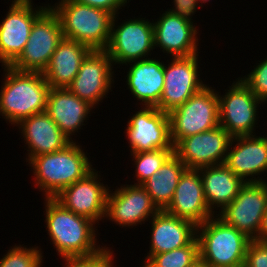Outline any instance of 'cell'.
Returning a JSON list of instances; mask_svg holds the SVG:
<instances>
[{"instance_id": "obj_1", "label": "cell", "mask_w": 267, "mask_h": 267, "mask_svg": "<svg viewBox=\"0 0 267 267\" xmlns=\"http://www.w3.org/2000/svg\"><path fill=\"white\" fill-rule=\"evenodd\" d=\"M43 199L45 224L57 255L61 258L87 257L104 248L96 243L95 222L65 209L54 198Z\"/></svg>"}, {"instance_id": "obj_2", "label": "cell", "mask_w": 267, "mask_h": 267, "mask_svg": "<svg viewBox=\"0 0 267 267\" xmlns=\"http://www.w3.org/2000/svg\"><path fill=\"white\" fill-rule=\"evenodd\" d=\"M5 67V68H4ZM0 115L17 125L21 120L46 111L50 85L41 72L19 71L3 66Z\"/></svg>"}, {"instance_id": "obj_3", "label": "cell", "mask_w": 267, "mask_h": 267, "mask_svg": "<svg viewBox=\"0 0 267 267\" xmlns=\"http://www.w3.org/2000/svg\"><path fill=\"white\" fill-rule=\"evenodd\" d=\"M81 147L73 141L63 150L41 154L29 161L34 181L44 198H54L94 169Z\"/></svg>"}, {"instance_id": "obj_4", "label": "cell", "mask_w": 267, "mask_h": 267, "mask_svg": "<svg viewBox=\"0 0 267 267\" xmlns=\"http://www.w3.org/2000/svg\"><path fill=\"white\" fill-rule=\"evenodd\" d=\"M50 7L59 17L63 38L83 43L92 50L107 48L114 17L112 13L75 0H60Z\"/></svg>"}, {"instance_id": "obj_5", "label": "cell", "mask_w": 267, "mask_h": 267, "mask_svg": "<svg viewBox=\"0 0 267 267\" xmlns=\"http://www.w3.org/2000/svg\"><path fill=\"white\" fill-rule=\"evenodd\" d=\"M197 239L199 260L209 267L244 266L247 247L252 240L217 215L197 226Z\"/></svg>"}, {"instance_id": "obj_6", "label": "cell", "mask_w": 267, "mask_h": 267, "mask_svg": "<svg viewBox=\"0 0 267 267\" xmlns=\"http://www.w3.org/2000/svg\"><path fill=\"white\" fill-rule=\"evenodd\" d=\"M168 115L174 147L183 138L215 129L219 126L218 91L206 85Z\"/></svg>"}, {"instance_id": "obj_7", "label": "cell", "mask_w": 267, "mask_h": 267, "mask_svg": "<svg viewBox=\"0 0 267 267\" xmlns=\"http://www.w3.org/2000/svg\"><path fill=\"white\" fill-rule=\"evenodd\" d=\"M62 39L59 17L49 6L35 20L23 52L10 66L19 71L43 73Z\"/></svg>"}, {"instance_id": "obj_8", "label": "cell", "mask_w": 267, "mask_h": 267, "mask_svg": "<svg viewBox=\"0 0 267 267\" xmlns=\"http://www.w3.org/2000/svg\"><path fill=\"white\" fill-rule=\"evenodd\" d=\"M114 15L111 26L110 40L105 51L110 56L113 66L124 65L132 61L148 59L155 49L153 21L145 18L126 19L116 26ZM115 27V28H114ZM146 57V58H145Z\"/></svg>"}, {"instance_id": "obj_9", "label": "cell", "mask_w": 267, "mask_h": 267, "mask_svg": "<svg viewBox=\"0 0 267 267\" xmlns=\"http://www.w3.org/2000/svg\"><path fill=\"white\" fill-rule=\"evenodd\" d=\"M229 86L225 95L219 98V125L223 127L231 137L255 135L257 125V110L259 104L264 103L259 100L250 88L237 78Z\"/></svg>"}, {"instance_id": "obj_10", "label": "cell", "mask_w": 267, "mask_h": 267, "mask_svg": "<svg viewBox=\"0 0 267 267\" xmlns=\"http://www.w3.org/2000/svg\"><path fill=\"white\" fill-rule=\"evenodd\" d=\"M267 209V181L246 182L238 195L217 216L256 240Z\"/></svg>"}, {"instance_id": "obj_11", "label": "cell", "mask_w": 267, "mask_h": 267, "mask_svg": "<svg viewBox=\"0 0 267 267\" xmlns=\"http://www.w3.org/2000/svg\"><path fill=\"white\" fill-rule=\"evenodd\" d=\"M32 0H12L0 23V63L10 66L23 52L35 20L50 6L33 7ZM37 8V9H36Z\"/></svg>"}, {"instance_id": "obj_12", "label": "cell", "mask_w": 267, "mask_h": 267, "mask_svg": "<svg viewBox=\"0 0 267 267\" xmlns=\"http://www.w3.org/2000/svg\"><path fill=\"white\" fill-rule=\"evenodd\" d=\"M198 56L172 57L168 65L164 64V89L158 110L169 113L207 85L199 77Z\"/></svg>"}, {"instance_id": "obj_13", "label": "cell", "mask_w": 267, "mask_h": 267, "mask_svg": "<svg viewBox=\"0 0 267 267\" xmlns=\"http://www.w3.org/2000/svg\"><path fill=\"white\" fill-rule=\"evenodd\" d=\"M127 123L125 133L131 153L174 149L167 112L156 107H143Z\"/></svg>"}, {"instance_id": "obj_14", "label": "cell", "mask_w": 267, "mask_h": 267, "mask_svg": "<svg viewBox=\"0 0 267 267\" xmlns=\"http://www.w3.org/2000/svg\"><path fill=\"white\" fill-rule=\"evenodd\" d=\"M113 67L112 60L105 50H92L83 60L67 89L93 107L97 106L113 87Z\"/></svg>"}, {"instance_id": "obj_15", "label": "cell", "mask_w": 267, "mask_h": 267, "mask_svg": "<svg viewBox=\"0 0 267 267\" xmlns=\"http://www.w3.org/2000/svg\"><path fill=\"white\" fill-rule=\"evenodd\" d=\"M159 209L141 184L122 185L115 191L109 189L105 218L122 227L142 225Z\"/></svg>"}, {"instance_id": "obj_16", "label": "cell", "mask_w": 267, "mask_h": 267, "mask_svg": "<svg viewBox=\"0 0 267 267\" xmlns=\"http://www.w3.org/2000/svg\"><path fill=\"white\" fill-rule=\"evenodd\" d=\"M232 137L220 125L215 129L183 138L175 147L174 154L187 169L223 164Z\"/></svg>"}, {"instance_id": "obj_17", "label": "cell", "mask_w": 267, "mask_h": 267, "mask_svg": "<svg viewBox=\"0 0 267 267\" xmlns=\"http://www.w3.org/2000/svg\"><path fill=\"white\" fill-rule=\"evenodd\" d=\"M98 171L93 169L84 178L64 188L54 199L65 209L99 223L105 219L108 185L100 181Z\"/></svg>"}, {"instance_id": "obj_18", "label": "cell", "mask_w": 267, "mask_h": 267, "mask_svg": "<svg viewBox=\"0 0 267 267\" xmlns=\"http://www.w3.org/2000/svg\"><path fill=\"white\" fill-rule=\"evenodd\" d=\"M264 135L232 137L230 142L224 164L246 182L267 181L258 176L267 173V134Z\"/></svg>"}, {"instance_id": "obj_19", "label": "cell", "mask_w": 267, "mask_h": 267, "mask_svg": "<svg viewBox=\"0 0 267 267\" xmlns=\"http://www.w3.org/2000/svg\"><path fill=\"white\" fill-rule=\"evenodd\" d=\"M153 29L155 48L159 47L163 53L171 57H188L199 53V31L193 22L165 11L157 22L153 20Z\"/></svg>"}, {"instance_id": "obj_20", "label": "cell", "mask_w": 267, "mask_h": 267, "mask_svg": "<svg viewBox=\"0 0 267 267\" xmlns=\"http://www.w3.org/2000/svg\"><path fill=\"white\" fill-rule=\"evenodd\" d=\"M169 214L193 222L196 226L215 214L207 206L199 170L186 169L181 175L171 203L165 209Z\"/></svg>"}, {"instance_id": "obj_21", "label": "cell", "mask_w": 267, "mask_h": 267, "mask_svg": "<svg viewBox=\"0 0 267 267\" xmlns=\"http://www.w3.org/2000/svg\"><path fill=\"white\" fill-rule=\"evenodd\" d=\"M28 146L29 162L33 157L63 150L73 141L69 139L50 118L46 111L21 120L17 125Z\"/></svg>"}, {"instance_id": "obj_22", "label": "cell", "mask_w": 267, "mask_h": 267, "mask_svg": "<svg viewBox=\"0 0 267 267\" xmlns=\"http://www.w3.org/2000/svg\"><path fill=\"white\" fill-rule=\"evenodd\" d=\"M150 250L145 257L185 247L197 237V226L188 220L159 210L151 219Z\"/></svg>"}, {"instance_id": "obj_23", "label": "cell", "mask_w": 267, "mask_h": 267, "mask_svg": "<svg viewBox=\"0 0 267 267\" xmlns=\"http://www.w3.org/2000/svg\"><path fill=\"white\" fill-rule=\"evenodd\" d=\"M92 105L81 100L67 88H50L47 97L46 112L59 129L72 140L91 114Z\"/></svg>"}, {"instance_id": "obj_24", "label": "cell", "mask_w": 267, "mask_h": 267, "mask_svg": "<svg viewBox=\"0 0 267 267\" xmlns=\"http://www.w3.org/2000/svg\"><path fill=\"white\" fill-rule=\"evenodd\" d=\"M160 59L132 61L127 72V88L144 107H156L164 89V62Z\"/></svg>"}, {"instance_id": "obj_25", "label": "cell", "mask_w": 267, "mask_h": 267, "mask_svg": "<svg viewBox=\"0 0 267 267\" xmlns=\"http://www.w3.org/2000/svg\"><path fill=\"white\" fill-rule=\"evenodd\" d=\"M92 49L83 43L63 38L43 71L50 88H67Z\"/></svg>"}, {"instance_id": "obj_26", "label": "cell", "mask_w": 267, "mask_h": 267, "mask_svg": "<svg viewBox=\"0 0 267 267\" xmlns=\"http://www.w3.org/2000/svg\"><path fill=\"white\" fill-rule=\"evenodd\" d=\"M198 170L201 174L205 201L210 211L215 215L232 202L246 183L224 163ZM214 209H219V211L217 212Z\"/></svg>"}, {"instance_id": "obj_27", "label": "cell", "mask_w": 267, "mask_h": 267, "mask_svg": "<svg viewBox=\"0 0 267 267\" xmlns=\"http://www.w3.org/2000/svg\"><path fill=\"white\" fill-rule=\"evenodd\" d=\"M186 169V165L173 154L158 172L141 184L159 210H165L171 203L179 179Z\"/></svg>"}, {"instance_id": "obj_28", "label": "cell", "mask_w": 267, "mask_h": 267, "mask_svg": "<svg viewBox=\"0 0 267 267\" xmlns=\"http://www.w3.org/2000/svg\"><path fill=\"white\" fill-rule=\"evenodd\" d=\"M199 260L197 237L185 247L151 255L140 267H192Z\"/></svg>"}, {"instance_id": "obj_29", "label": "cell", "mask_w": 267, "mask_h": 267, "mask_svg": "<svg viewBox=\"0 0 267 267\" xmlns=\"http://www.w3.org/2000/svg\"><path fill=\"white\" fill-rule=\"evenodd\" d=\"M174 154V149H157L139 153H131L135 163L136 181L134 184H142L154 173L158 172L161 166Z\"/></svg>"}, {"instance_id": "obj_30", "label": "cell", "mask_w": 267, "mask_h": 267, "mask_svg": "<svg viewBox=\"0 0 267 267\" xmlns=\"http://www.w3.org/2000/svg\"><path fill=\"white\" fill-rule=\"evenodd\" d=\"M39 249V250H38ZM37 247L16 245L0 259V267H40L43 266V252Z\"/></svg>"}, {"instance_id": "obj_31", "label": "cell", "mask_w": 267, "mask_h": 267, "mask_svg": "<svg viewBox=\"0 0 267 267\" xmlns=\"http://www.w3.org/2000/svg\"><path fill=\"white\" fill-rule=\"evenodd\" d=\"M241 80L250 88L253 94L267 104V57L251 70Z\"/></svg>"}, {"instance_id": "obj_32", "label": "cell", "mask_w": 267, "mask_h": 267, "mask_svg": "<svg viewBox=\"0 0 267 267\" xmlns=\"http://www.w3.org/2000/svg\"><path fill=\"white\" fill-rule=\"evenodd\" d=\"M108 248L104 246L100 252L87 257L62 258L65 261L63 267H115L113 250Z\"/></svg>"}, {"instance_id": "obj_33", "label": "cell", "mask_w": 267, "mask_h": 267, "mask_svg": "<svg viewBox=\"0 0 267 267\" xmlns=\"http://www.w3.org/2000/svg\"><path fill=\"white\" fill-rule=\"evenodd\" d=\"M244 267H267V242L250 241Z\"/></svg>"}, {"instance_id": "obj_34", "label": "cell", "mask_w": 267, "mask_h": 267, "mask_svg": "<svg viewBox=\"0 0 267 267\" xmlns=\"http://www.w3.org/2000/svg\"><path fill=\"white\" fill-rule=\"evenodd\" d=\"M173 4V8L167 11L191 22H194L192 16L197 11L198 6L201 7L196 0H173Z\"/></svg>"}, {"instance_id": "obj_35", "label": "cell", "mask_w": 267, "mask_h": 267, "mask_svg": "<svg viewBox=\"0 0 267 267\" xmlns=\"http://www.w3.org/2000/svg\"><path fill=\"white\" fill-rule=\"evenodd\" d=\"M81 4L89 5L95 8L106 10L113 15H119V10L127 5L129 0H75Z\"/></svg>"}, {"instance_id": "obj_36", "label": "cell", "mask_w": 267, "mask_h": 267, "mask_svg": "<svg viewBox=\"0 0 267 267\" xmlns=\"http://www.w3.org/2000/svg\"><path fill=\"white\" fill-rule=\"evenodd\" d=\"M257 241L267 242V209L263 215L262 225L258 234Z\"/></svg>"}, {"instance_id": "obj_37", "label": "cell", "mask_w": 267, "mask_h": 267, "mask_svg": "<svg viewBox=\"0 0 267 267\" xmlns=\"http://www.w3.org/2000/svg\"><path fill=\"white\" fill-rule=\"evenodd\" d=\"M192 267H209V266L198 260Z\"/></svg>"}, {"instance_id": "obj_38", "label": "cell", "mask_w": 267, "mask_h": 267, "mask_svg": "<svg viewBox=\"0 0 267 267\" xmlns=\"http://www.w3.org/2000/svg\"><path fill=\"white\" fill-rule=\"evenodd\" d=\"M198 3L200 2L201 3V6H202V3H206V2H210V0H196Z\"/></svg>"}]
</instances>
